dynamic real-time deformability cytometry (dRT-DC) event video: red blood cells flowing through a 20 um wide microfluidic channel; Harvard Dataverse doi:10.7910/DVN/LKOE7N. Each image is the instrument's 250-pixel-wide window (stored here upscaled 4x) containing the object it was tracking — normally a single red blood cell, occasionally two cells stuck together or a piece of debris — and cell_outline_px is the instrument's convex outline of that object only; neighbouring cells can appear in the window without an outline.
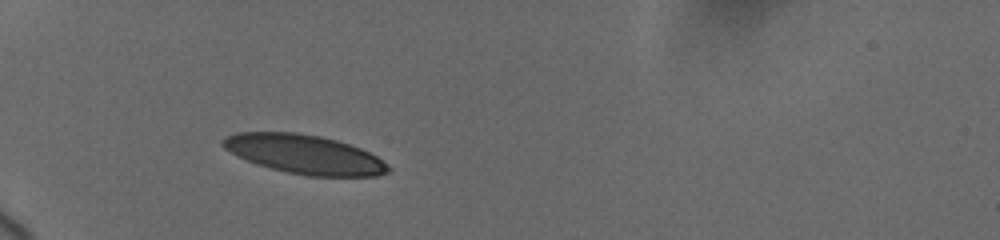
{"species": "human", "species_latin": "Homo sapiens", "temperature_condition": "cold", "stored_images_in_passage": 66, "camera_frame_rate_fps": 3000, "um_per_image_px": 0.085, "donor": {"sex": "female"}, "frame": {"image": 1, "passage_image": 1, "time_ms": 0.0, "image_size_px": [1000, 240], "cell_outline_px": [[392, 168], [388, 172], [376, 176], [308, 176], [288, 172], [272, 168], [236, 156], [224, 148], [220, 144], [220, 140], [224, 136], [236, 132], [296, 132], [320, 136], [336, 140], [360, 148], [376, 156]], "centroid_in_image_um": [25.85, 13.1], "position_along_channel_um": 59.2, "area_um2": 37.51}}
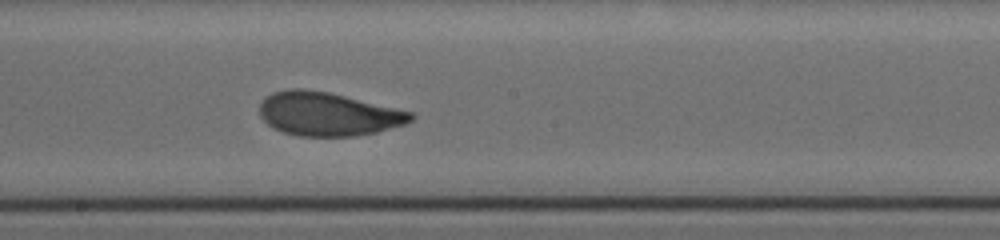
{"frame": {"image": 2, "passage_image": 42, "time_ms": 5.0, "image_size_px": [1000, 240], "cell_outline_px": [[416, 116], [412, 120], [404, 124], [376, 132], [352, 136], [300, 136], [284, 132], [272, 128], [260, 116], [260, 104], [272, 92], [292, 88], [300, 88], [328, 92], [396, 108], [412, 112]], "centroid_in_image_um": [27.87, 9.69], "position_along_channel_um": 220.3, "area_um2": 38.09}}
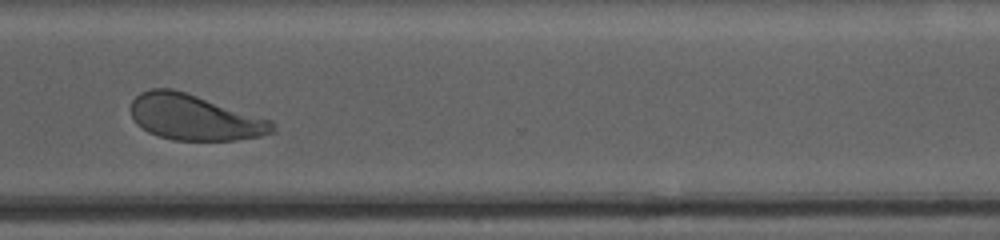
{"frame": {"image": 3, "passage_image": 65, "time_ms": 8.667, "image_size_px": [1000, 240], "cell_outline_px": [[276, 132], [260, 136], [236, 140], [172, 140], [148, 132], [136, 124], [128, 108], [132, 100], [140, 92], [152, 88], [172, 88], [272, 120], [276, 128]], "centroid_in_image_um": [16.5, 9.98], "position_along_channel_um": 354.1, "area_um2": 37.74}}